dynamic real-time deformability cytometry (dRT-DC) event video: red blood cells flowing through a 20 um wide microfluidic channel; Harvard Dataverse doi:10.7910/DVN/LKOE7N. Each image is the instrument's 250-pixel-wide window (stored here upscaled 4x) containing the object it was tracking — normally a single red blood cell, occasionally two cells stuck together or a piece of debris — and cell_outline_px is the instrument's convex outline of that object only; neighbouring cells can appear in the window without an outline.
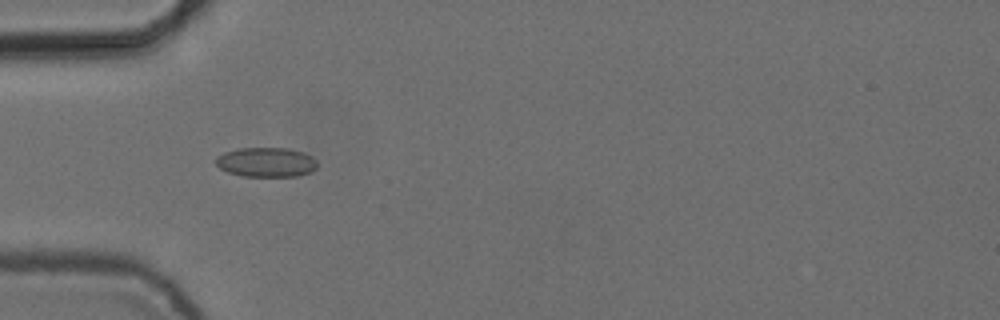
{"species": "common noctule bat (a hibernating species)", "species_latin": "Nyctalus noctula", "temperature_condition": "cold", "stored_images_in_passage": 8, "camera_frame_rate_fps": 3000, "um_per_image_px": 0.085, "animal": {"sex": "female", "body_mass_g": 24.6, "forearm_length_mm": 56.2}, "frame": {"image": 1, "passage_image": 4, "time_ms": 1.0, "image_size_px": [1000, 320], "cell_outline_px": [[316, 168], [308, 172], [296, 176], [244, 176], [228, 172], [220, 168], [216, 164], [216, 156], [224, 152], [240, 148], [288, 148], [304, 152], [312, 156], [316, 160]], "centroid_in_image_um": [22.62, 13.77], "position_along_channel_um": 62.4, "area_um2": 17.4}}
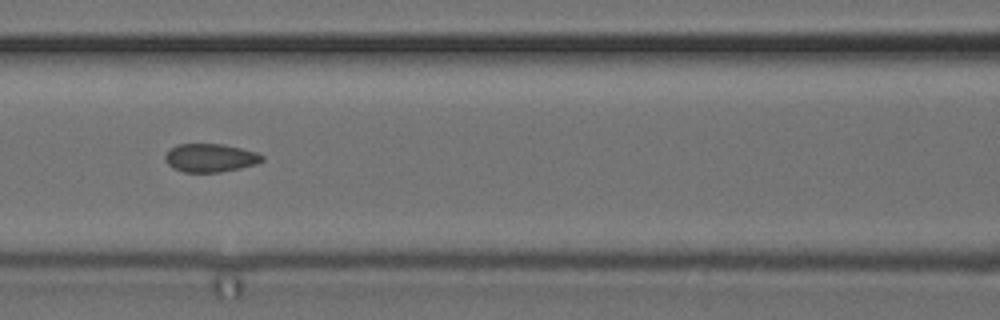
{"frame": {"image": 2, "passage_image": 6, "time_ms": 1.667, "image_size_px": [1000, 320], "cell_outline_px": [[264, 160], [256, 164], [240, 168], [220, 172], [184, 172], [172, 168], [164, 160], [164, 156], [176, 144], [224, 144], [256, 152], [264, 156]], "centroid_in_image_um": [17.87, 13.42], "position_along_channel_um": 148.7, "area_um2": 16.01}}
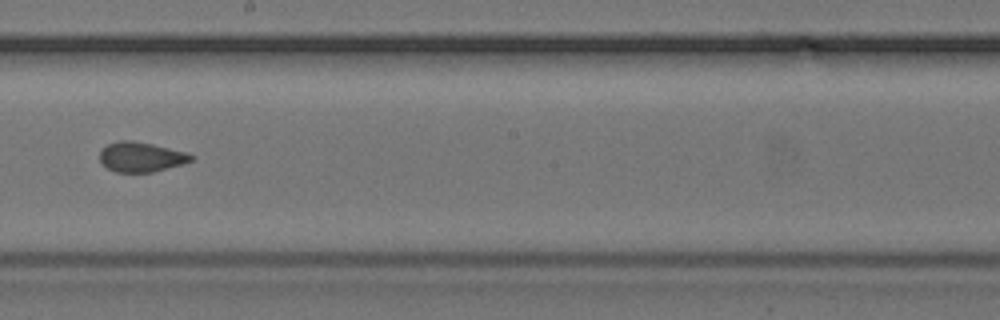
{"frame": {"image": 3, "passage_image": 8, "time_ms": 2.333, "image_size_px": [1000, 320], "cell_outline_px": [[196, 156], [192, 160], [184, 164], [152, 172], [116, 172], [108, 168], [100, 160], [100, 152], [108, 144], [120, 140], [132, 140], [152, 144], [188, 152]], "centroid_in_image_um": [12.04, 13.34], "position_along_channel_um": 236.2, "area_um2": 15.9}}